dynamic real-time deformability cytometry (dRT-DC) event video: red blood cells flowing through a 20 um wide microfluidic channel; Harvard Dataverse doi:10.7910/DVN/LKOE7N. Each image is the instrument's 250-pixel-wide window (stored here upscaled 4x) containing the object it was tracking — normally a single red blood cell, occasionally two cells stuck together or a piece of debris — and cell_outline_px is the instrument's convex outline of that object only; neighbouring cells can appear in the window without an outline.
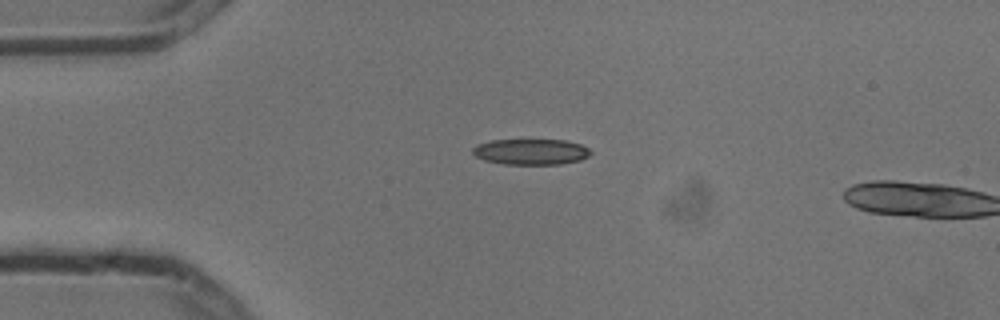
{"species": "common noctule bat (a hibernating species)", "species_latin": "Nyctalus noctula", "temperature_condition": "cold", "stored_images_in_passage": 2, "camera_frame_rate_fps": 3000, "um_per_image_px": 0.085, "animal": {"sex": "male", "body_mass_g": 13.3}, "frame": {"image": 1, "passage_image": 1, "time_ms": 0.0, "image_size_px": [1000, 320], "cell_outline_px": [[592, 152], [588, 156], [580, 160], [560, 164], [504, 164], [484, 160], [476, 156], [472, 152], [472, 148], [476, 144], [492, 140], [564, 140], [580, 144], [588, 148]], "centroid_in_image_um": [45.11, 12.9], "position_along_channel_um": 39.9, "area_um2": 17.69}}